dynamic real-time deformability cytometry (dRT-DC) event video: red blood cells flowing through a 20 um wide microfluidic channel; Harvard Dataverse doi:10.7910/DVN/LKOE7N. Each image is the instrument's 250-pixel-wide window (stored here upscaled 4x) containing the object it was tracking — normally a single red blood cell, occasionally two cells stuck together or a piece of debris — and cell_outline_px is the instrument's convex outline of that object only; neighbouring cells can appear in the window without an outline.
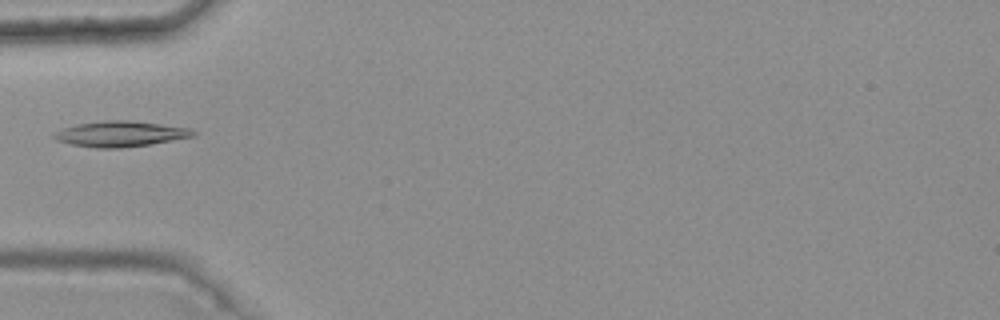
{"species": "common noctule bat (a hibernating species)", "species_latin": "Nyctalus noctula", "temperature_condition": "warm", "stored_images_in_passage": 4, "camera_frame_rate_fps": 3000, "um_per_image_px": 0.085, "animal": {"sex": "female", "body_mass_g": 25.1}, "frame": {"image": 1, "passage_image": 3, "time_ms": 0.667, "image_size_px": [1000, 320], "cell_outline_px": [[196, 136], [148, 144], [120, 148], [96, 148], [72, 144], [56, 140], [52, 136], [56, 132], [64, 128], [76, 124], [108, 120], [128, 120], [192, 128], [196, 132]], "centroid_in_image_um": [10.26, 11.38], "position_along_channel_um": 74.7, "area_um2": 20.52}}
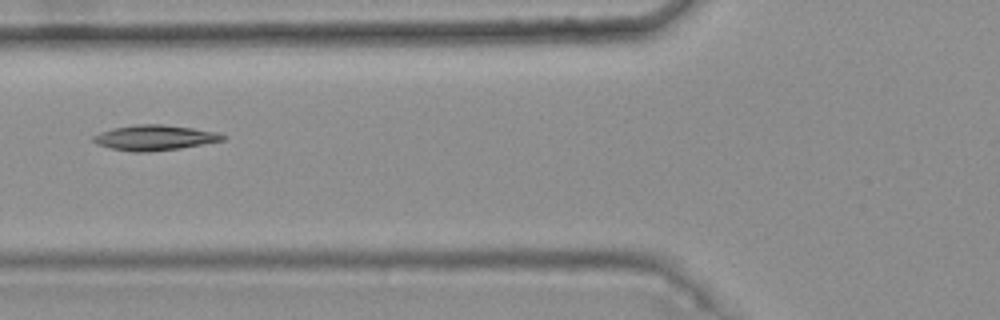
{"frame": {"image": 2, "passage_image": 4, "time_ms": 1.0, "image_size_px": [1000, 320], "cell_outline_px": [[228, 136], [224, 140], [180, 148], [148, 152], [136, 152], [112, 148], [100, 144], [92, 140], [92, 136], [100, 132], [112, 128], [136, 124], [164, 124], [220, 132]], "centroid_in_image_um": [13.19, 11.69], "position_along_channel_um": 112.6, "area_um2": 19.02}}